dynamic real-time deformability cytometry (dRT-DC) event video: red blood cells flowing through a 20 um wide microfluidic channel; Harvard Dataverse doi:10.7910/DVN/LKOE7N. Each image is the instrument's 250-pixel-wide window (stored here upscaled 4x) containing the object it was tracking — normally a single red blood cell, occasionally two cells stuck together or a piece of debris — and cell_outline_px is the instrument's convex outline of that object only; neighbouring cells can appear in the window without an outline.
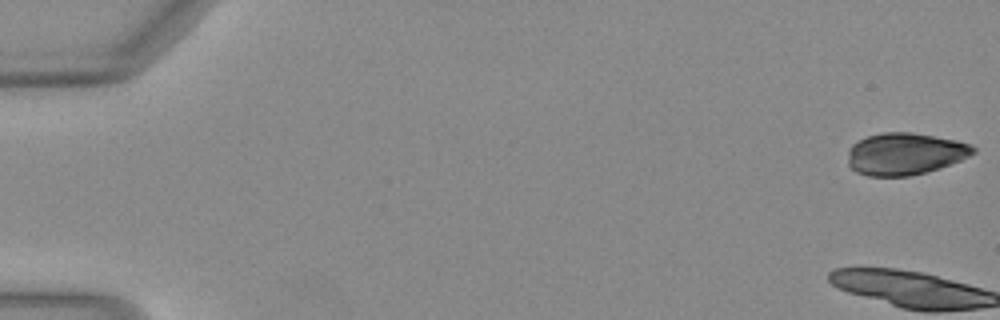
{"species": "Egyptian fruit bat (a non-hibernating species)", "species_latin": "Rousettus aegyptiacus", "temperature_condition": "warm", "stored_images_in_passage": 4, "camera_frame_rate_fps": 3000, "um_per_image_px": 0.085, "animal": {"sex": "female"}, "frame": {"image": 1, "passage_image": 1, "time_ms": 0.0, "image_size_px": [1000, 320], "cell_outline_px": [[976, 152], [960, 160], [924, 172], [908, 176], [868, 176], [856, 172], [848, 164], [848, 148], [852, 144], [868, 136], [884, 132], [912, 132], [956, 140], [972, 144], [976, 148]], "centroid_in_image_um": [76.9, 13.06], "position_along_channel_um": 8.1, "area_um2": 30.52}}